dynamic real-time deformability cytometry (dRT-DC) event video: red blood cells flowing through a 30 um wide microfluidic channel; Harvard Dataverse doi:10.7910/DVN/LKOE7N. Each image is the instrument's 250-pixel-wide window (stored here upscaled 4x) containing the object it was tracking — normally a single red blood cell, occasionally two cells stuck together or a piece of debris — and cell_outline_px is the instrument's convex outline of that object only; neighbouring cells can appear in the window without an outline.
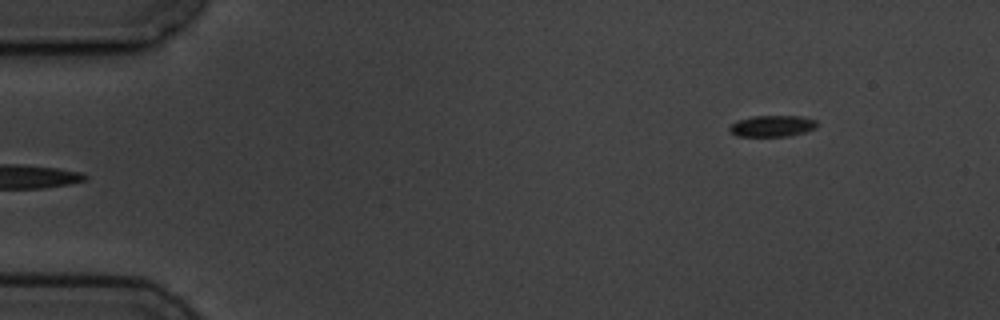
{"species": "common noctule bat (a hibernating species)", "species_latin": "Nyctalus noctula", "temperature_condition": "cold", "stored_images_in_passage": 6, "segment_of_instrument_passage": [2, 2], "camera_frame_rate_fps": 3000, "um_per_image_px": 0.085, "animal": {"sex": "male", "body_mass_g": 19.5, "forearm_length_mm": 54.6}, "frame": {"image": 1, "passage_image": 6, "time_ms": 6.0, "image_size_px": [1000, 320], "cell_outline_px": [[820, 124], [816, 128], [804, 132], [788, 136], [736, 136], [728, 128], [736, 120], [756, 116], [800, 116], [816, 120]], "centroid_in_image_um": [65.67, 10.71], "position_along_channel_um": 19.3, "area_um2": 10.87}}